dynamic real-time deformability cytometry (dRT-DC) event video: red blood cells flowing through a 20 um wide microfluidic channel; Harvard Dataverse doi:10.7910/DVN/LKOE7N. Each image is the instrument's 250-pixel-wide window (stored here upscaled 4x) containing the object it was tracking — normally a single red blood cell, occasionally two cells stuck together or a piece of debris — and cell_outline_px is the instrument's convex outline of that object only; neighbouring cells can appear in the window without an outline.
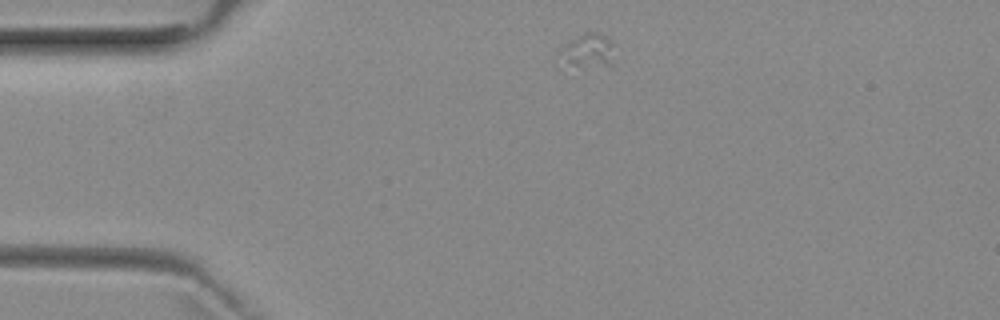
{"species": "common noctule bat (a hibernating species)", "species_latin": "Nyctalus noctula", "temperature_condition": "room temperature", "stored_images_in_passage": 2, "camera_frame_rate_fps": 3000, "um_per_image_px": 0.085, "animal": {"sex": "female", "body_mass_g": 29.2, "forearm_length_mm": 56.3}, "frame": {"image": 1, "passage_image": 1, "time_ms": 0.0, "image_size_px": [1000, 320], "cell_outline_px": [[616, 44], [612, 64], [576, 64], [568, 60], [556, 52], [568, 40], [576, 36], [588, 32], [600, 32], [612, 40]], "centroid_in_image_um": [50.07, 4.18], "position_along_channel_um": 34.9, "area_um2": 10.4}}